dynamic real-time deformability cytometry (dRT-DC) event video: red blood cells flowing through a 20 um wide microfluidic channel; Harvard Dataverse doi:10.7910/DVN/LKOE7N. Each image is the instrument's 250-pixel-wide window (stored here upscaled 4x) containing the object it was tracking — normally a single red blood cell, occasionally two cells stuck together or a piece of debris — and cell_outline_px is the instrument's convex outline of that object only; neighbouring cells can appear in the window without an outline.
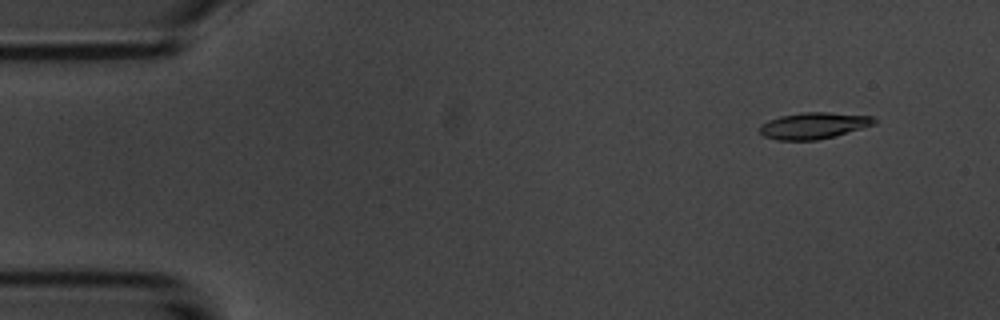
{"species": "common noctule bat (a hibernating species)", "species_latin": "Nyctalus noctula", "temperature_condition": "room temperature", "stored_images_in_passage": 28, "camera_frame_rate_fps": 3000, "um_per_image_px": 0.085, "animal": {"sex": "male", "body_mass_g": 20.1, "forearm_length_mm": 53.5}, "frame": {"image": 1, "passage_image": 5, "time_ms": 1.333, "image_size_px": [1000, 320], "cell_outline_px": [[876, 124], [836, 136], [816, 140], [776, 140], [764, 136], [760, 132], [760, 124], [768, 120], [780, 116], [804, 112], [828, 112], [872, 116], [876, 120]], "centroid_in_image_um": [69.16, 10.68], "position_along_channel_um": 15.8, "area_um2": 17.69}}
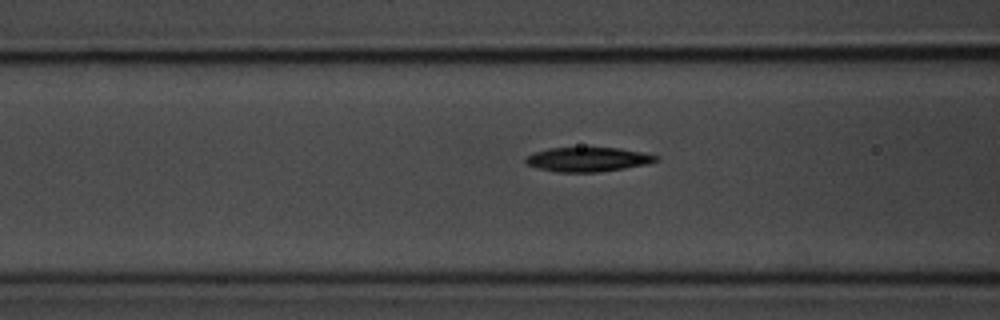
{"frame": {"image": 2, "passage_image": 21, "time_ms": 6.667, "image_size_px": [1000, 320], "cell_outline_px": [[660, 160], [648, 164], [624, 168], [596, 172], [556, 172], [536, 168], [528, 164], [524, 160], [528, 156], [536, 152], [548, 148], [620, 148], [660, 156]], "centroid_in_image_um": [50.0, 13.55], "position_along_channel_um": 116.6, "area_um2": 18.38}}
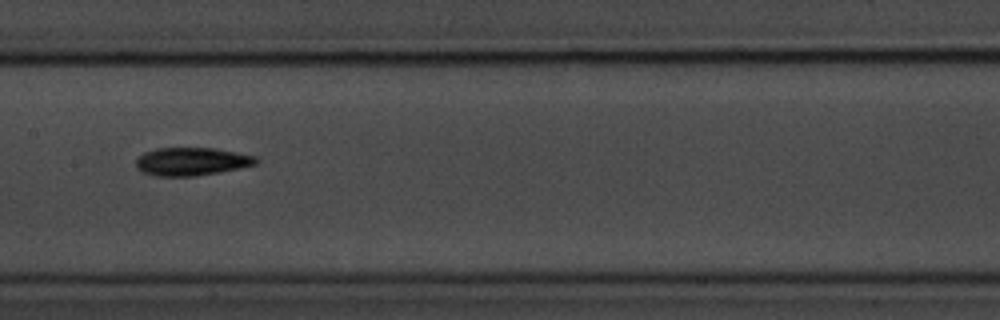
{"frame": {"image": 3, "passage_image": 27, "time_ms": 8.667, "image_size_px": [1000, 320], "cell_outline_px": [[260, 160], [256, 164], [240, 168], [196, 176], [156, 176], [144, 172], [136, 168], [136, 160], [144, 152], [156, 148], [216, 148], [256, 156]], "centroid_in_image_um": [16.3, 13.72], "position_along_channel_um": 191.1, "area_um2": 19.65}}